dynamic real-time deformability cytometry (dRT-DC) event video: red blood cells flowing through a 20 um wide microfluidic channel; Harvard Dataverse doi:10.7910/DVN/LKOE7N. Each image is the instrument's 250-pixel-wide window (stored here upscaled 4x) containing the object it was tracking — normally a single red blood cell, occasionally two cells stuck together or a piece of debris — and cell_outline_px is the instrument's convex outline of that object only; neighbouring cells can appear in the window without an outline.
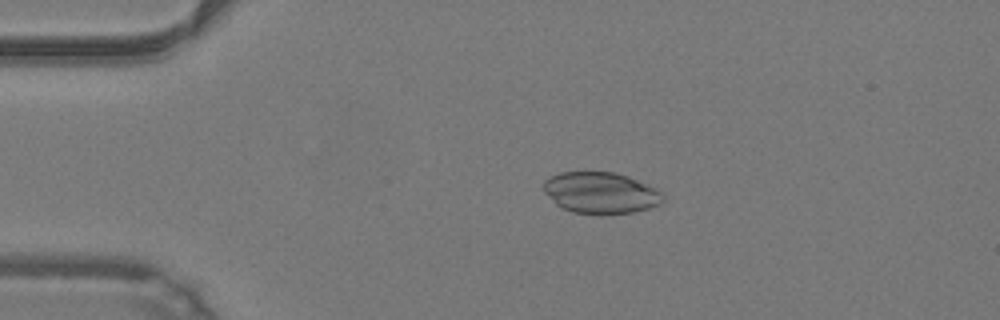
{"species": "common noctule bat (a hibernating species)", "species_latin": "Nyctalus noctula", "temperature_condition": "warm", "stored_images_in_passage": 46, "camera_frame_rate_fps": 3000, "um_per_image_px": 0.085, "animal": {"sex": "male", "body_mass_g": 19.2, "forearm_length_mm": 51.8}, "frame": {"image": 1, "passage_image": 8, "time_ms": 2.333, "image_size_px": [1000, 320], "cell_outline_px": [[664, 200], [660, 204], [648, 208], [632, 212], [572, 212], [556, 204], [544, 192], [544, 180], [560, 172], [616, 172], [628, 176], [656, 188], [664, 192]], "centroid_in_image_um": [51.08, 16.35], "position_along_channel_um": 33.9, "area_um2": 28.26}}
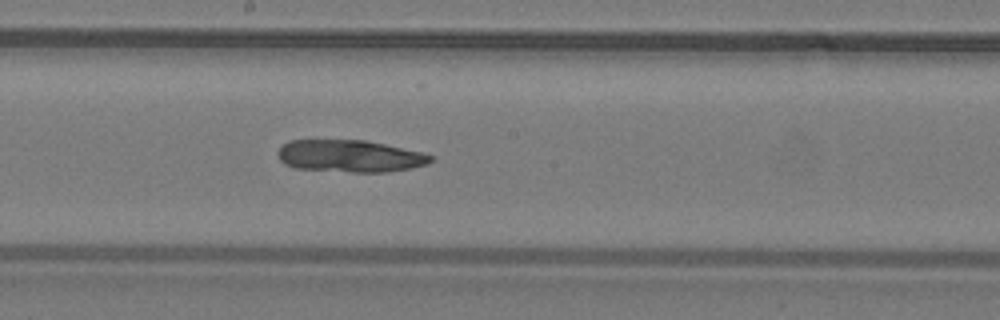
{"frame": {"image": 2, "passage_image": 24, "time_ms": 7.667, "image_size_px": [1000, 320], "cell_outline_px": [[436, 156], [428, 164], [412, 168], [388, 172], [352, 172], [296, 168], [284, 164], [280, 160], [276, 152], [288, 140], [364, 140], [384, 144], [420, 152]], "centroid_in_image_um": [29.74, 13.27], "position_along_channel_um": 218.5, "area_um2": 28.67}}
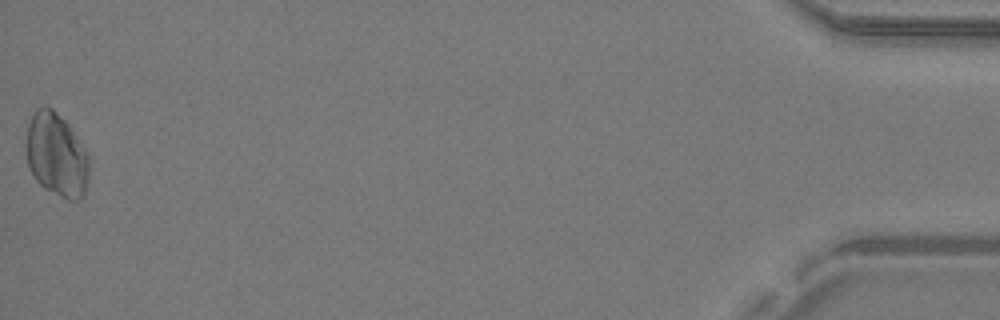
{"frame": {"image": 3, "passage_image": 46, "time_ms": 15.0, "image_size_px": [1000, 320], "cell_outline_px": [[88, 180], [84, 192], [80, 200], [68, 200], [44, 188], [36, 180], [28, 164], [28, 124], [32, 112], [36, 108], [52, 108], [68, 124], [88, 152]], "centroid_in_image_um": [4.83, 13.18], "position_along_channel_um": 430.4, "area_um2": 30.17}, "authors_computed_cell_mechanics": {"area_um2": 29.478, "velocity_mm_per_s": 4.2764, "shape_relaxation_time_tau1_ms": null, "shape_relaxation_time_tau2_ms": 4.3436, "deformation_change_tau1": null, "deformation_change_tau2": 0.0846}}